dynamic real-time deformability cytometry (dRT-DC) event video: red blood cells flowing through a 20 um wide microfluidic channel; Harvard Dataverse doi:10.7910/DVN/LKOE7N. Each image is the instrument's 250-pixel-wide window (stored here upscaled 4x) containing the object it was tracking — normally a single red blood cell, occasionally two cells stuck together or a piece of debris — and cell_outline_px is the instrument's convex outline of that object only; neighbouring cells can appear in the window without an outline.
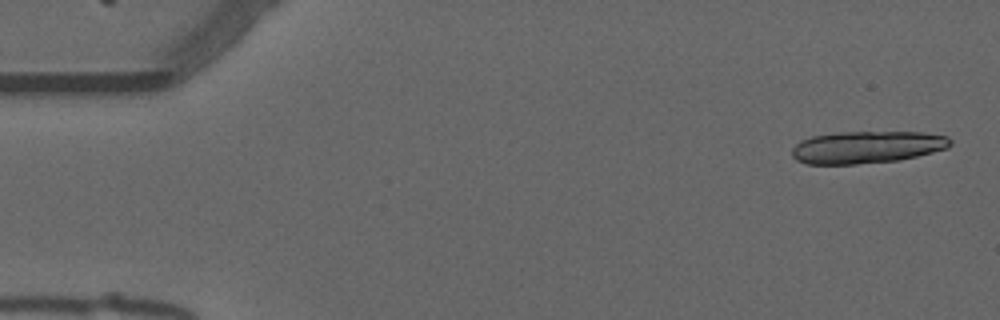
{"species": "common noctule bat (a hibernating species)", "species_latin": "Nyctalus noctula", "temperature_condition": "warm", "stored_images_in_passage": 7, "camera_frame_rate_fps": 3000, "um_per_image_px": 0.085, "animal": {"sex": "male", "forearm_length_mm": 52.5}, "frame": {"image": 1, "passage_image": 2, "time_ms": 0.333, "image_size_px": [1000, 320], "cell_outline_px": [[952, 144], [948, 148], [900, 160], [856, 164], [808, 164], [796, 160], [792, 156], [792, 148], [800, 140], [812, 136], [840, 132], [924, 132], [948, 136], [952, 140]], "centroid_in_image_um": [73.7, 12.5], "position_along_channel_um": 11.3, "area_um2": 29.88}}